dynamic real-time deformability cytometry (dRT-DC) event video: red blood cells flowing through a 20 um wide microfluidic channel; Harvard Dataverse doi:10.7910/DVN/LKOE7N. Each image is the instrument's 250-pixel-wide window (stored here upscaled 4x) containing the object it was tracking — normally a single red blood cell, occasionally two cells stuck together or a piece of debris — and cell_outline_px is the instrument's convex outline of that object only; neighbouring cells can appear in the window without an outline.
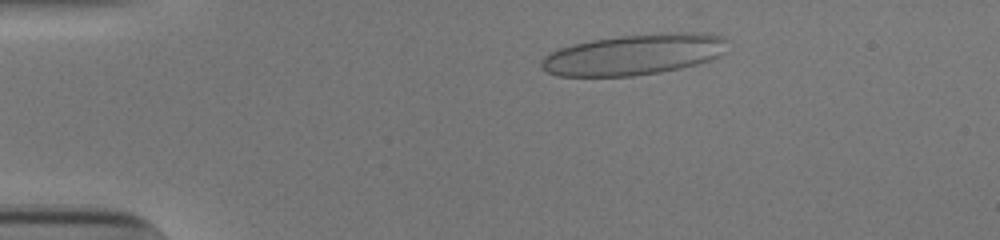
{"species": "human", "species_latin": "Homo sapiens", "temperature_condition": "cold", "stored_images_in_passage": 40, "camera_frame_rate_fps": 3000, "um_per_image_px": 0.085, "donor": {"sex": "male"}, "frame": {"image": 1, "passage_image": 5, "time_ms": 1.333, "image_size_px": [1000, 240], "cell_outline_px": [[728, 52], [720, 56], [696, 64], [680, 68], [660, 72], [632, 76], [556, 76], [540, 68], [540, 60], [544, 56], [560, 48], [572, 44], [592, 40], [620, 36], [696, 28], [712, 32], [724, 36], [728, 40]], "centroid_in_image_um": [54.05, 4.58], "position_along_channel_um": 31.0, "area_um2": 45.78}}
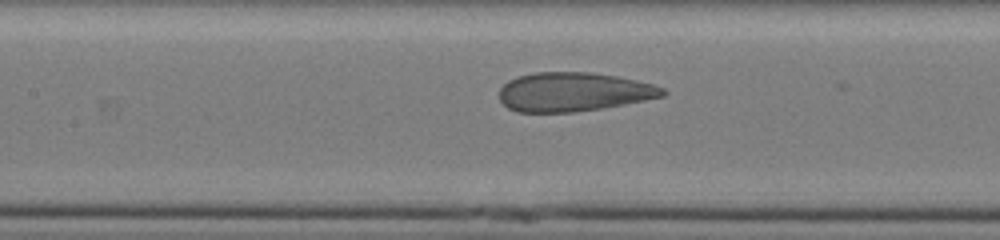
{"frame": {"image": 2, "passage_image": 20, "time_ms": 6.333, "image_size_px": [1000, 240], "cell_outline_px": [[668, 92], [664, 96], [624, 104], [600, 108], [572, 112], [516, 112], [508, 108], [500, 100], [500, 88], [508, 80], [516, 76], [532, 72], [592, 72], [620, 76], [652, 84], [664, 88]], "centroid_in_image_um": [48.74, 7.8], "position_along_channel_um": 158.7, "area_um2": 37.28}}
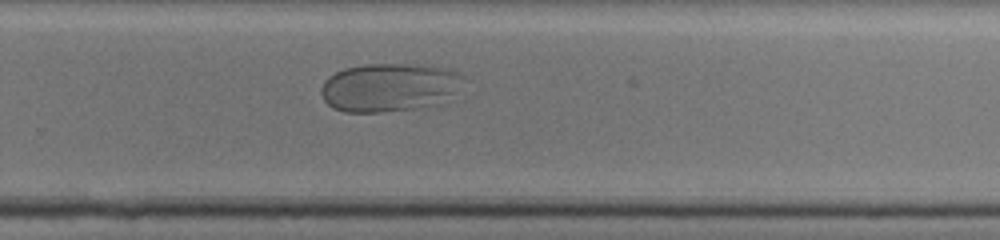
{"frame": {"image": 3, "passage_image": 31, "time_ms": 10.0, "image_size_px": [1000, 240], "cell_outline_px": [[472, 80], [444, 104], [416, 108], [380, 112], [344, 112], [332, 108], [324, 100], [320, 92], [320, 88], [324, 80], [328, 76], [344, 68], [364, 64], [404, 64], [448, 68], [472, 76]], "centroid_in_image_um": [33.24, 7.42], "position_along_channel_um": 296.6, "area_um2": 41.62}, "authors_computed_cell_mechanics": {"area_um2": 40.749, "velocity_mm_per_s": 3.7627, "shape_relaxation_time_tau1_ms": 10.6328, "shape_relaxation_time_tau2_ms": null, "deformation_change_tau1": 0.288, "deformation_change_tau2": null}}